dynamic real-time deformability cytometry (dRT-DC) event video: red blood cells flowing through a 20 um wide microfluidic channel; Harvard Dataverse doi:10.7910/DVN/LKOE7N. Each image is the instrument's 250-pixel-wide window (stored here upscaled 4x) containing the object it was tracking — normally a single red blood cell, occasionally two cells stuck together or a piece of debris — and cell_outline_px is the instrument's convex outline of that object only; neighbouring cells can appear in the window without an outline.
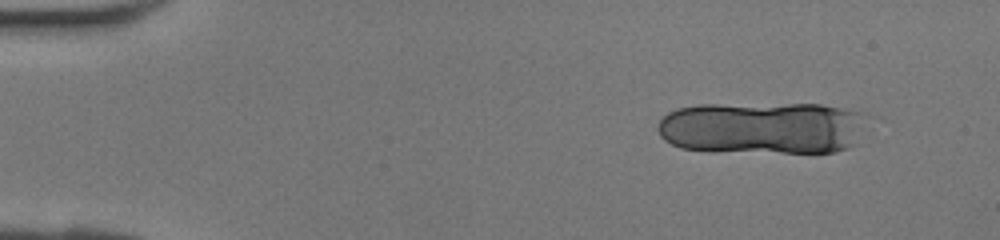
{"species": "human", "species_latin": "Homo sapiens", "temperature_condition": "room temperature", "stored_images_in_passage": 12, "camera_frame_rate_fps": 3000, "um_per_image_px": 0.085, "donor": {"sex": "female"}, "frame": {"image": 1, "passage_image": 4, "time_ms": 1.0, "image_size_px": [1000, 240], "cell_outline_px": [[860, 144], [836, 152], [784, 152], [680, 148], [664, 140], [660, 136], [656, 128], [656, 124], [668, 112], [676, 108], [700, 104], [820, 104], [860, 112]], "centroid_in_image_um": [64.76, 10.85], "position_along_channel_um": 20.2, "area_um2": 63.58}}